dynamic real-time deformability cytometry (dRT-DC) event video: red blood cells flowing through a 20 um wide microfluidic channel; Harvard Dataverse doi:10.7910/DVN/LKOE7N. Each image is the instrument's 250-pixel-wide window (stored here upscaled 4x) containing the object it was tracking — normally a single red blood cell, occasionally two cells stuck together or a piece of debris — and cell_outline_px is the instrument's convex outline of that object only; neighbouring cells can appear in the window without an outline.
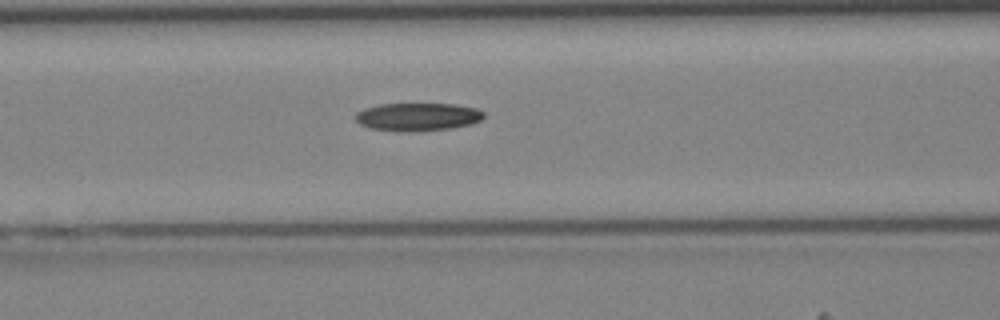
{"species": "Egyptian fruit bat (a non-hibernating species)", "species_latin": "Rousettus aegyptiacus", "temperature_condition": "cold", "stored_images_in_passage": 43, "camera_frame_rate_fps": 3000, "um_per_image_px": 0.085, "animal": {"sex": "female"}, "frame": {"image": 1, "passage_image": 18, "time_ms": 5.667, "image_size_px": [1000, 320], "cell_outline_px": [[484, 116], [480, 120], [468, 124], [448, 128], [372, 128], [360, 124], [356, 120], [356, 112], [364, 108], [380, 104], [452, 104], [476, 108], [484, 112]], "centroid_in_image_um": [35.51, 9.86], "position_along_channel_um": 131.1, "area_um2": 19.48}}
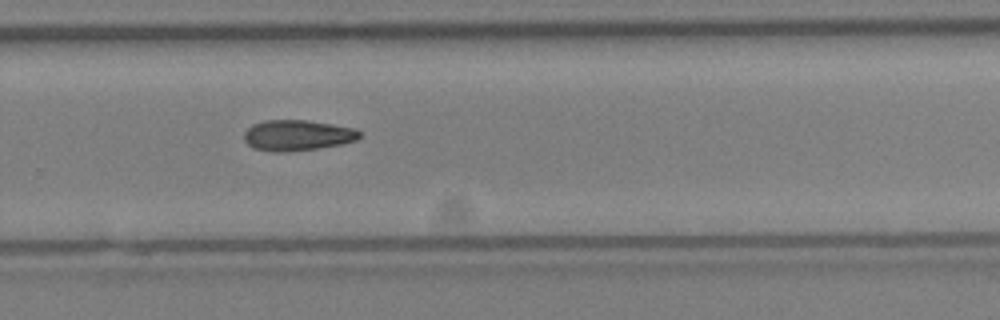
{"frame": {"image": 2, "passage_image": 29, "time_ms": 9.333, "image_size_px": [1000, 320], "cell_outline_px": [[360, 136], [356, 140], [344, 144], [316, 148], [284, 152], [272, 152], [252, 148], [244, 140], [244, 132], [252, 124], [264, 120], [308, 120], [352, 128], [360, 132]], "centroid_in_image_um": [25.23, 11.5], "position_along_channel_um": 304.6, "area_um2": 20.63}}
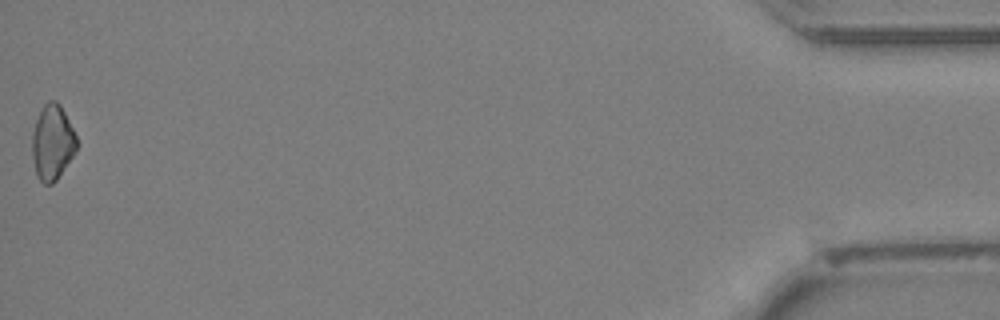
{"frame": {"image": 3, "passage_image": 43, "time_ms": 14.0, "image_size_px": [1000, 320], "cell_outline_px": [[80, 144], [76, 152], [56, 180], [52, 184], [44, 184], [36, 176], [32, 156], [32, 132], [36, 120], [44, 104], [48, 100], [56, 100], [60, 104]], "centroid_in_image_um": [4.46, 12.12], "position_along_channel_um": 430.7, "area_um2": 19.65}}